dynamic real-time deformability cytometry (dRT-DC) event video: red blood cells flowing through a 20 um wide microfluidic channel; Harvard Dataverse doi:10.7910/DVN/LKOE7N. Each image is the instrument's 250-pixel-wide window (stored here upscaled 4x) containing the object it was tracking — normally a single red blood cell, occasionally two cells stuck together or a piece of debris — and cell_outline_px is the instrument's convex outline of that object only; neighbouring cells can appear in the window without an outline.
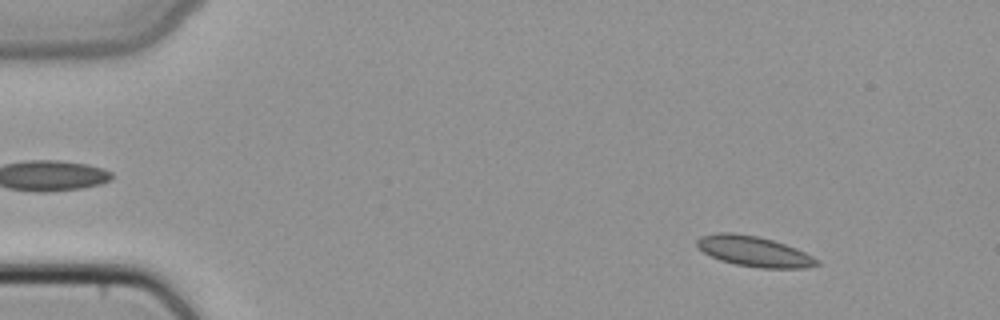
{"species": "common noctule bat (a hibernating species)", "species_latin": "Nyctalus noctula", "temperature_condition": "cold", "stored_images_in_passage": 49, "camera_frame_rate_fps": 3000, "um_per_image_px": 0.085, "animal": {"sex": "female", "body_mass_g": 22.7, "forearm_length_mm": 54.2}, "frame": {"image": 1, "passage_image": 6, "time_ms": 1.667, "image_size_px": [1000, 320], "cell_outline_px": [[820, 264], [804, 268], [760, 268], [736, 264], [720, 260], [704, 252], [696, 244], [696, 240], [700, 236], [716, 232], [732, 232], [756, 236], [772, 240], [796, 248], [820, 260]], "centroid_in_image_um": [64.09, 21.36], "position_along_channel_um": 20.9, "area_um2": 21.1}}
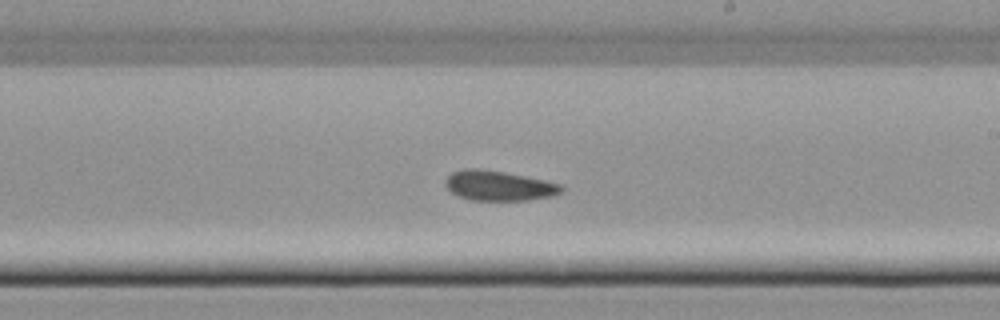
{"frame": {"image": 2, "passage_image": 29, "time_ms": 9.333, "image_size_px": [1000, 320], "cell_outline_px": [[564, 192], [552, 196], [528, 200], [472, 200], [460, 196], [452, 192], [444, 184], [444, 180], [452, 172], [464, 168], [476, 168], [504, 172], [544, 180], [560, 184], [564, 188]], "centroid_in_image_um": [42.4, 15.78], "position_along_channel_um": 246.6, "area_um2": 20.17}}
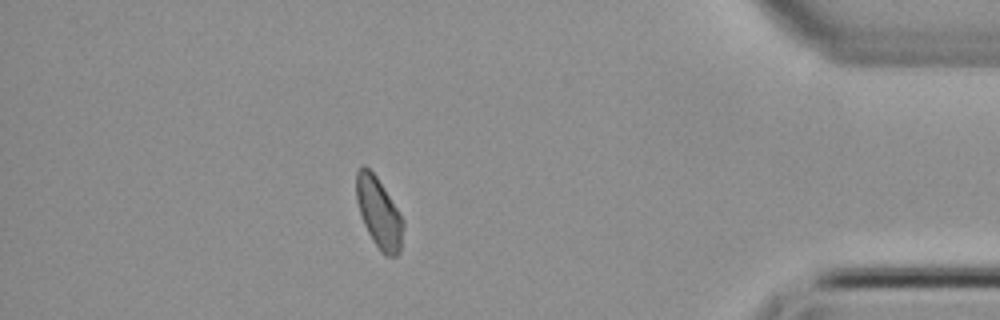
{"frame": {"image": 3, "passage_image": 43, "time_ms": 14.0, "image_size_px": [1000, 320], "cell_outline_px": [[404, 224], [400, 252], [396, 256], [384, 256], [380, 252], [372, 240], [364, 224], [356, 200], [356, 172], [360, 164], [364, 164], [376, 176], [404, 220]], "centroid_in_image_um": [32.19, 18.1], "position_along_channel_um": 403.0, "area_um2": 19.25}}